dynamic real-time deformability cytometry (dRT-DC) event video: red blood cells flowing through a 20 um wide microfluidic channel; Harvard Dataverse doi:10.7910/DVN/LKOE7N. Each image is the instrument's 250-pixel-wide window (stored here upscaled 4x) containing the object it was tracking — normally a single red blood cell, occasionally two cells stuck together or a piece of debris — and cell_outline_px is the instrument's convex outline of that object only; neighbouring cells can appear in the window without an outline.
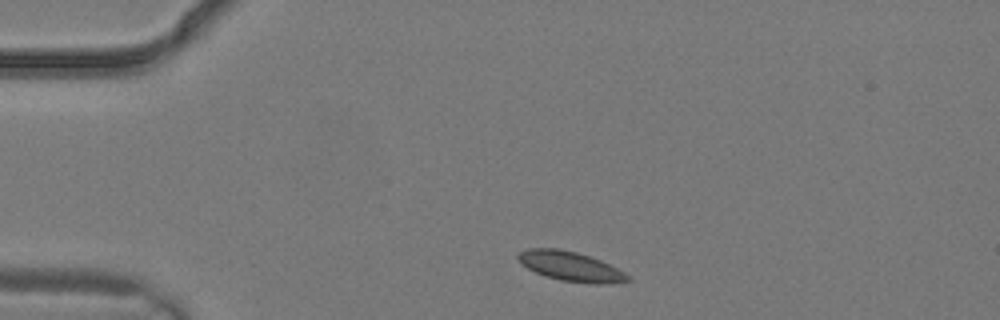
{"species": "common noctule bat (a hibernating species)", "species_latin": "Nyctalus noctula", "temperature_condition": "warm", "stored_images_in_passage": 2, "camera_frame_rate_fps": 3000, "um_per_image_px": 0.085, "animal": {"sex": "male", "body_mass_g": 19.2, "forearm_length_mm": 51.8}, "frame": {"image": 1, "passage_image": 1, "time_ms": 0.0, "image_size_px": [1000, 320], "cell_outline_px": [[632, 280], [612, 284], [596, 284], [560, 280], [544, 276], [520, 264], [516, 256], [520, 252], [528, 248], [560, 248], [576, 252], [600, 260], [624, 272]], "centroid_in_image_um": [48.48, 22.64], "position_along_channel_um": 36.5, "area_um2": 18.9}}